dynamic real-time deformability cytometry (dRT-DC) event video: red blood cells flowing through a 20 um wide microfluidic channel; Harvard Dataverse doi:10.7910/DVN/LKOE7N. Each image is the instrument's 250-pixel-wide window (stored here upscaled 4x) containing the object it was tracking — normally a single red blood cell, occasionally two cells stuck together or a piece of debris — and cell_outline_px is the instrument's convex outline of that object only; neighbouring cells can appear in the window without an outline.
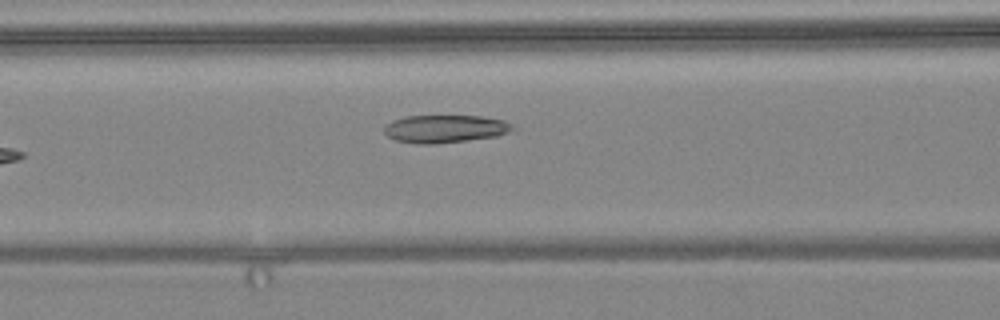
{"species": "common noctule bat (a hibernating species)", "species_latin": "Nyctalus noctula", "temperature_condition": "warm", "stored_images_in_passage": 5, "camera_frame_rate_fps": 3000, "um_per_image_px": 0.085, "animal": {"sex": "female", "body_mass_g": 24.6, "forearm_length_mm": 56.2}, "frame": {"image": 1, "passage_image": 5, "time_ms": 6.0, "image_size_px": [1000, 320], "cell_outline_px": [[520, 128], [516, 132], [496, 136], [432, 144], [420, 144], [396, 140], [388, 136], [384, 132], [384, 128], [392, 120], [404, 116], [480, 116], [504, 120]], "centroid_in_image_um": [37.92, 10.94], "position_along_channel_um": 128.7, "area_um2": 20.92}}